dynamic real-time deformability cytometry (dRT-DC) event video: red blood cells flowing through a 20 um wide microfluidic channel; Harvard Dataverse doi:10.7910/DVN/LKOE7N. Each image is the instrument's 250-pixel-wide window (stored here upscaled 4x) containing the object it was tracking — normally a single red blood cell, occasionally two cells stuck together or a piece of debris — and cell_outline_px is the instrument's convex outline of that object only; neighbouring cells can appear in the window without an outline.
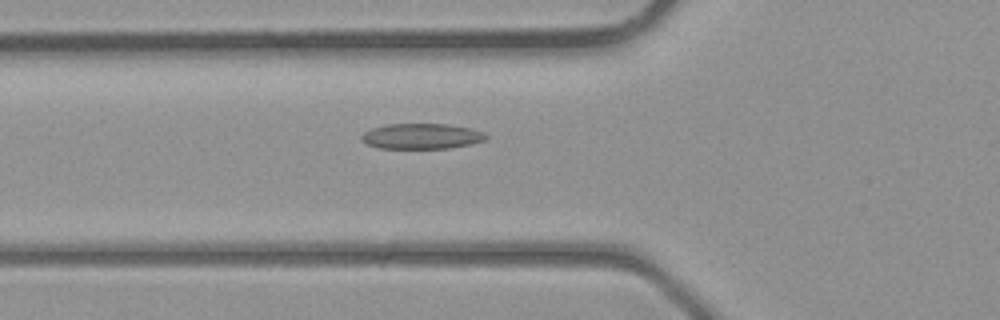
{"species": "common noctule bat (a hibernating species)", "species_latin": "Nyctalus noctula", "temperature_condition": "room temperature", "stored_images_in_passage": 27, "camera_frame_rate_fps": 3000, "um_per_image_px": 0.085, "animal": {"sex": "male", "body_mass_g": 23.1, "forearm_length_mm": 52.7}, "frame": {"image": 1, "passage_image": 6, "time_ms": 1.667, "image_size_px": [1000, 320], "cell_outline_px": [[488, 136], [484, 140], [472, 144], [448, 148], [380, 148], [368, 144], [360, 140], [360, 136], [364, 132], [372, 128], [388, 124], [448, 124], [472, 128], [484, 132]], "centroid_in_image_um": [35.85, 11.57], "position_along_channel_um": 90.0, "area_um2": 18.5}}
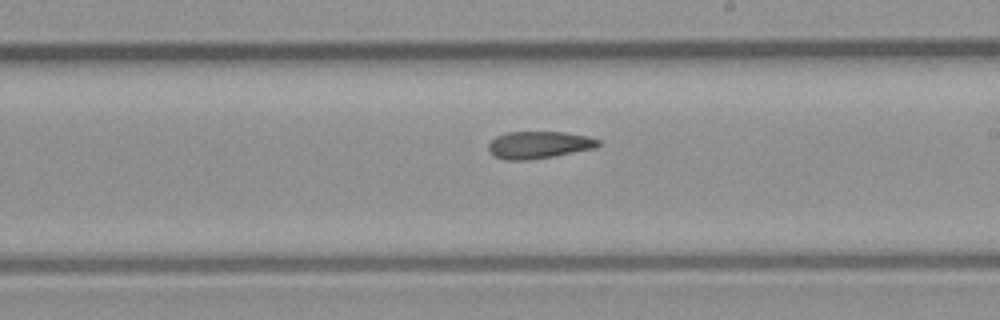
{"frame": {"image": 2, "passage_image": 15, "time_ms": 4.667, "image_size_px": [1000, 320], "cell_outline_px": [[600, 144], [596, 148], [552, 156], [528, 160], [504, 160], [496, 156], [488, 148], [488, 144], [496, 136], [508, 132], [564, 132], [588, 136], [600, 140]], "centroid_in_image_um": [45.82, 12.31], "position_along_channel_um": 243.2, "area_um2": 17.28}}
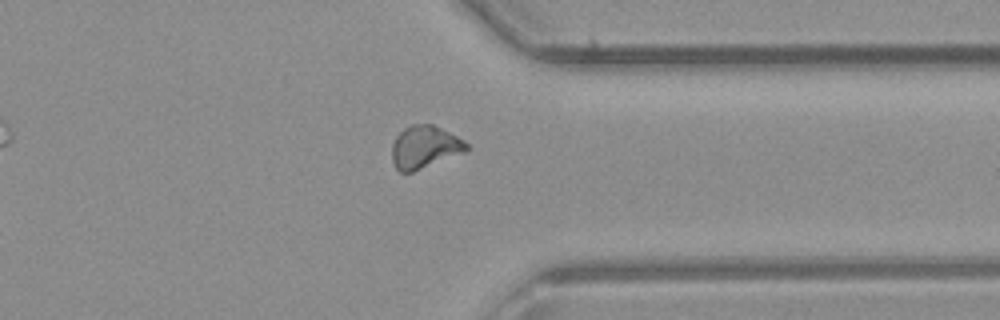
{"frame": {"image": 3, "passage_image": 23, "time_ms": 7.333, "image_size_px": [1000, 320], "cell_outline_px": [[468, 148], [464, 152], [412, 172], [400, 172], [392, 164], [392, 144], [396, 136], [404, 128], [412, 124], [432, 124], [464, 140], [468, 144]], "centroid_in_image_um": [36.06, 12.5], "position_along_channel_um": 375.3, "area_um2": 18.32}}